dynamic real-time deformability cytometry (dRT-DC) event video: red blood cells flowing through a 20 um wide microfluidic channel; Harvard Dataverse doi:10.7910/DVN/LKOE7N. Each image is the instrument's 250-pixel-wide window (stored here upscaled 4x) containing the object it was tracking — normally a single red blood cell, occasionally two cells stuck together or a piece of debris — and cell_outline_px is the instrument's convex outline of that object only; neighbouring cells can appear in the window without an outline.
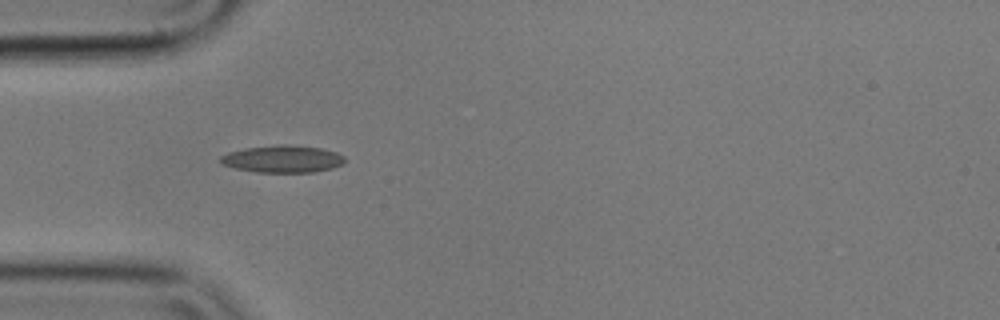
{"species": "common noctule bat (a hibernating species)", "species_latin": "Nyctalus noctula", "temperature_condition": "cold", "stored_images_in_passage": 7, "camera_frame_rate_fps": 3000, "um_per_image_px": 0.085, "animal": {"sex": "male", "body_mass_g": 17.9}, "frame": {"image": 1, "passage_image": 4, "time_ms": 1.0, "image_size_px": [1000, 320], "cell_outline_px": [[344, 164], [332, 168], [312, 172], [256, 172], [236, 168], [220, 164], [220, 156], [228, 152], [244, 148], [276, 144], [284, 144], [320, 148], [336, 152], [344, 156]], "centroid_in_image_um": [24.0, 13.5], "position_along_channel_um": 61.0, "area_um2": 19.77}}